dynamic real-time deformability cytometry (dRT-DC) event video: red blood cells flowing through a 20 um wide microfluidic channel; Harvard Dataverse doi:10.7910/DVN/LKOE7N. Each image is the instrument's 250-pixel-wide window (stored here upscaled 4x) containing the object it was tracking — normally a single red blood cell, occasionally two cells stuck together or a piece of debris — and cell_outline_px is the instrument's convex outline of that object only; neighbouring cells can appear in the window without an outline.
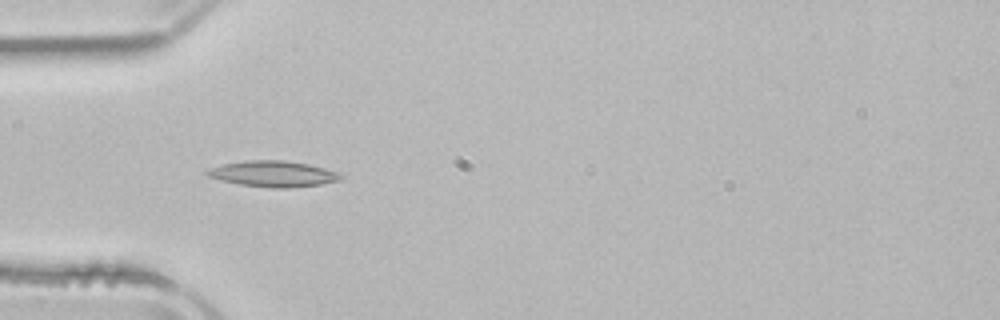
{"species": "common noctule bat (a hibernating species)", "species_latin": "Nyctalus noctula", "temperature_condition": "room temperature", "stored_images_in_passage": 3, "camera_frame_rate_fps": 3000, "um_per_image_px": 0.085, "animal": {"sex": "male", "body_mass_g": 21.5, "forearm_length_mm": 52.0}, "frame": {"image": 1, "passage_image": 3, "time_ms": 2.667, "image_size_px": [1000, 320], "cell_outline_px": [[344, 176], [340, 180], [320, 184], [292, 188], [272, 188], [240, 184], [220, 180], [208, 176], [204, 172], [212, 168], [224, 164], [248, 160], [284, 160], [308, 164], [340, 172]], "centroid_in_image_um": [23.27, 14.78], "position_along_channel_um": 61.7, "area_um2": 20.11}}